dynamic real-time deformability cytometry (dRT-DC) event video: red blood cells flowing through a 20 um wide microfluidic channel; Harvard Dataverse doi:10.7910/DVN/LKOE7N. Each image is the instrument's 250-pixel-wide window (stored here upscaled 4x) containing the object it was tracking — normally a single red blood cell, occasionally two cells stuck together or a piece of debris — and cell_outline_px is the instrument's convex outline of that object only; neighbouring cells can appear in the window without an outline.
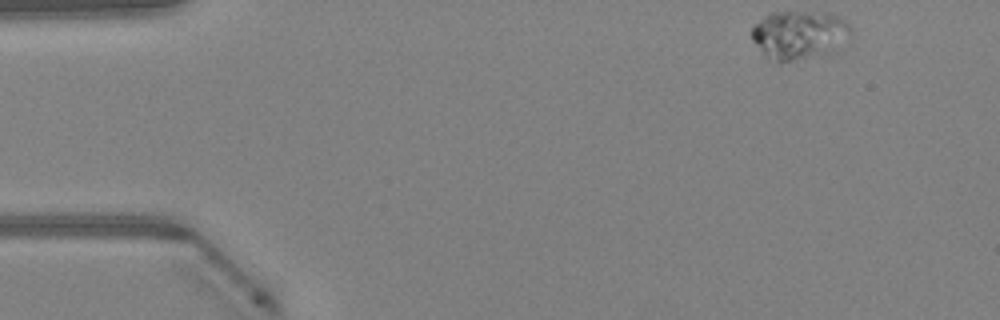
{"species": "Egyptian fruit bat (a non-hibernating species)", "species_latin": "Rousettus aegyptiacus", "temperature_condition": "warm", "stored_images_in_passage": 45, "camera_frame_rate_fps": 3000, "um_per_image_px": 0.085, "animal": {"sex": "female"}, "frame": {"image": 1, "passage_image": 1, "time_ms": 0.0, "image_size_px": [1000, 320], "cell_outline_px": [[852, 40], [836, 52], [828, 56], [780, 64], [768, 60], [752, 40], [752, 28], [764, 16], [772, 12], [832, 12], [844, 20], [852, 28]], "centroid_in_image_um": [68.04, 3.03], "position_along_channel_um": 17.0, "area_um2": 29.71}}
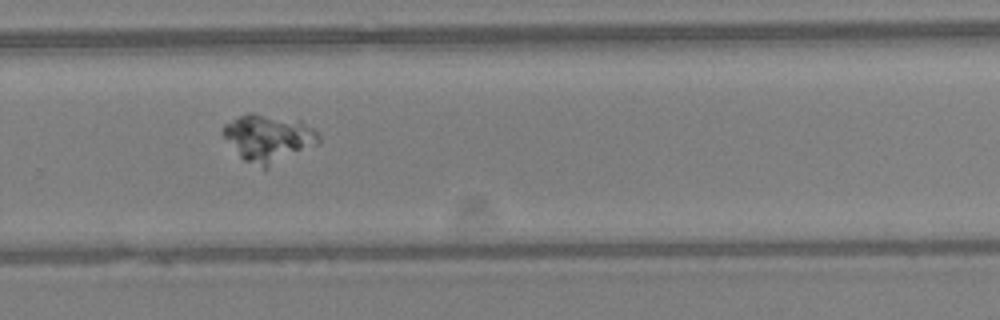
{"frame": {"image": 2, "passage_image": 29, "time_ms": 9.333, "image_size_px": [1000, 320], "cell_outline_px": [[320, 144], [264, 172], [244, 160], [240, 156], [224, 136], [224, 124], [248, 112], [252, 112], [300, 120], [312, 128], [320, 136]], "centroid_in_image_um": [22.89, 11.8], "position_along_channel_um": 306.9, "area_um2": 27.05}}
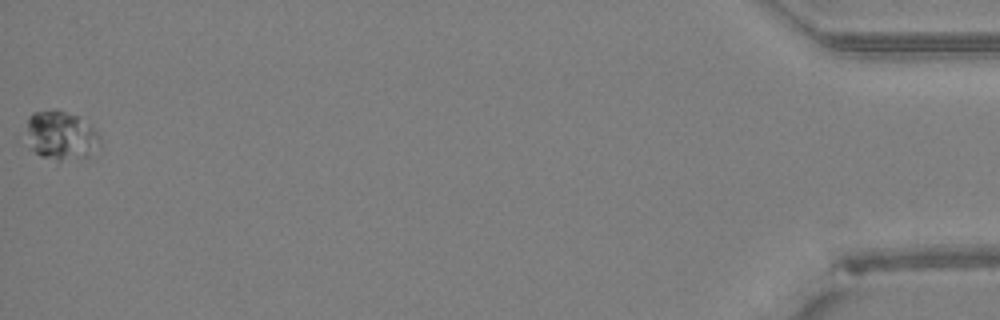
{"frame": {"image": 3, "passage_image": 45, "time_ms": 14.667, "image_size_px": [1000, 320], "cell_outline_px": [[100, 140], [88, 156], [60, 160], [40, 156], [28, 148], [28, 116], [32, 112], [56, 108], [76, 116], [92, 124], [96, 128], [100, 136]], "centroid_in_image_um": [5.16, 11.47], "position_along_channel_um": 430.0, "area_um2": 20.92}}